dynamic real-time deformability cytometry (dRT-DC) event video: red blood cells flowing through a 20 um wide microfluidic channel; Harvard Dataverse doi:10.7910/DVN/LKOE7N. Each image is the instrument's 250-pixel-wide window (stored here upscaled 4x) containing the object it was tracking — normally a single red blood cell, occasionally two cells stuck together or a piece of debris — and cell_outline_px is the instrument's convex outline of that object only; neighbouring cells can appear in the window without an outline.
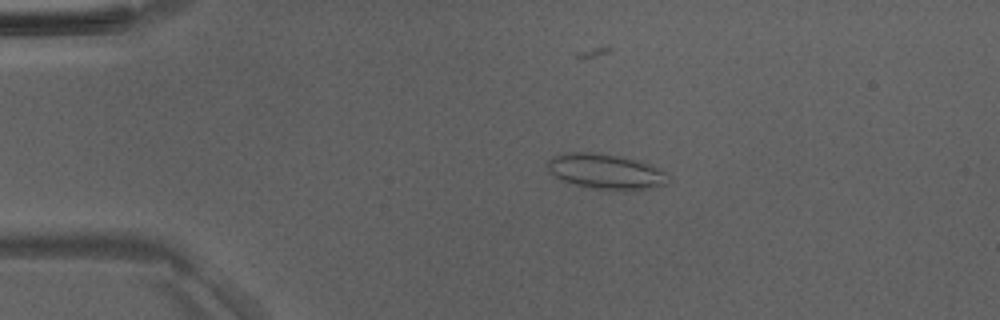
{"species": "Egyptian fruit bat (a non-hibernating species)", "species_latin": "Rousettus aegyptiacus", "temperature_condition": "room temperature", "stored_images_in_passage": 48, "camera_frame_rate_fps": 3000, "um_per_image_px": 0.085, "animal": {"sex": "male"}, "frame": {"image": 1, "passage_image": 9, "time_ms": 2.667, "image_size_px": [1000, 320], "cell_outline_px": [[672, 180], [668, 184], [636, 192], [620, 192], [596, 188], [576, 184], [564, 180], [556, 176], [544, 164], [552, 156], [564, 152], [596, 152], [620, 156], [636, 160], [660, 168], [668, 172]], "centroid_in_image_um": [51.6, 14.6], "position_along_channel_um": 33.4, "area_um2": 25.49}}
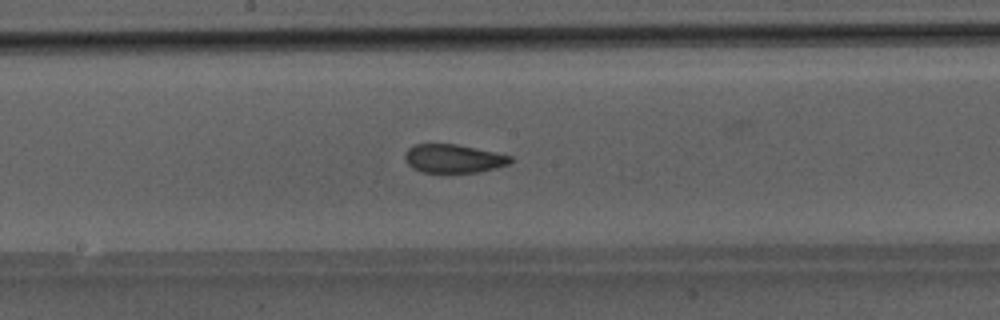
{"frame": {"image": 2, "passage_image": 25, "time_ms": 8.0, "image_size_px": [1000, 320], "cell_outline_px": [[512, 160], [508, 164], [496, 168], [476, 172], [444, 176], [424, 172], [412, 168], [404, 160], [404, 156], [408, 148], [416, 144], [456, 144], [496, 152], [512, 156]], "centroid_in_image_um": [38.51, 13.52], "position_along_channel_um": 209.7, "area_um2": 18.21}}
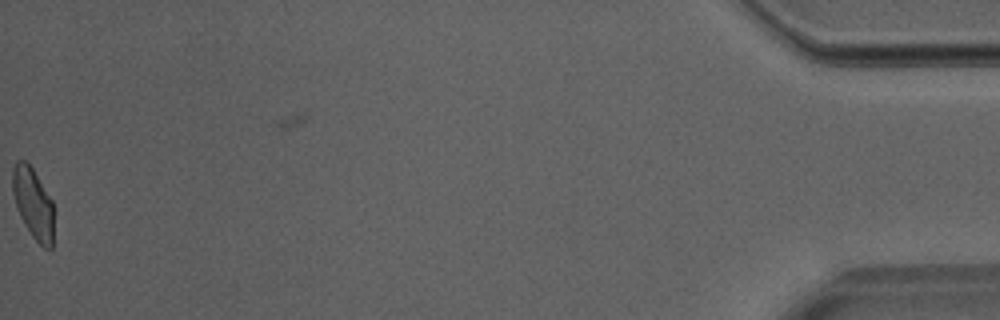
{"frame": {"image": 3, "passage_image": 48, "time_ms": 15.667, "image_size_px": [1000, 320], "cell_outline_px": [[52, 248], [44, 248], [32, 236], [24, 224], [16, 208], [12, 192], [12, 168], [16, 160], [24, 160], [32, 168], [52, 200]], "centroid_in_image_um": [2.77, 17.26], "position_along_channel_um": 432.4, "area_um2": 16.82}}